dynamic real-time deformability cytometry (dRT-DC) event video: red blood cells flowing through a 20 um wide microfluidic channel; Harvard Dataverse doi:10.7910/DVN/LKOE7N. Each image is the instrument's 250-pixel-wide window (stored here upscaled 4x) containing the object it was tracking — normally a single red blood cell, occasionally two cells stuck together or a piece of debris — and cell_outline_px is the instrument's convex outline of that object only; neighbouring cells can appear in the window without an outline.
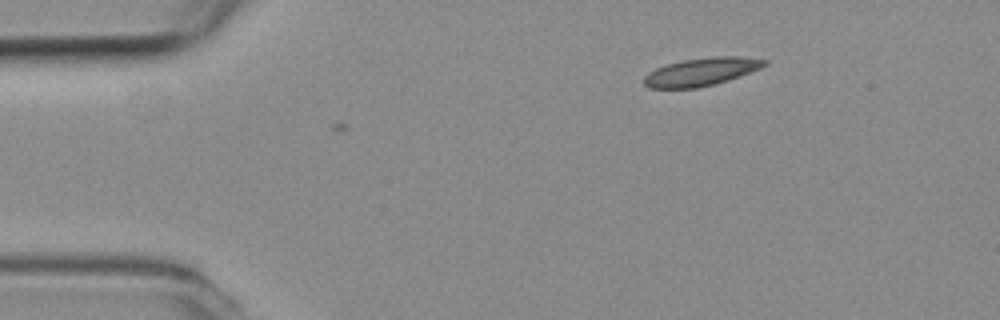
{"species": "common noctule bat (a hibernating species)", "species_latin": "Nyctalus noctula", "temperature_condition": "room temperature", "stored_images_in_passage": 2, "camera_frame_rate_fps": 3000, "um_per_image_px": 0.085, "animal": {"sex": "female", "body_mass_g": 19.3, "forearm_length_mm": 54.1}, "frame": {"image": 1, "passage_image": 2, "time_ms": 0.333, "image_size_px": [1000, 320], "cell_outline_px": [[768, 64], [760, 68], [728, 80], [696, 88], [652, 88], [644, 84], [644, 76], [648, 72], [656, 68], [668, 64], [684, 60], [712, 56], [740, 56], [768, 60]], "centroid_in_image_um": [59.62, 6.09], "position_along_channel_um": 25.4, "area_um2": 19.42}}